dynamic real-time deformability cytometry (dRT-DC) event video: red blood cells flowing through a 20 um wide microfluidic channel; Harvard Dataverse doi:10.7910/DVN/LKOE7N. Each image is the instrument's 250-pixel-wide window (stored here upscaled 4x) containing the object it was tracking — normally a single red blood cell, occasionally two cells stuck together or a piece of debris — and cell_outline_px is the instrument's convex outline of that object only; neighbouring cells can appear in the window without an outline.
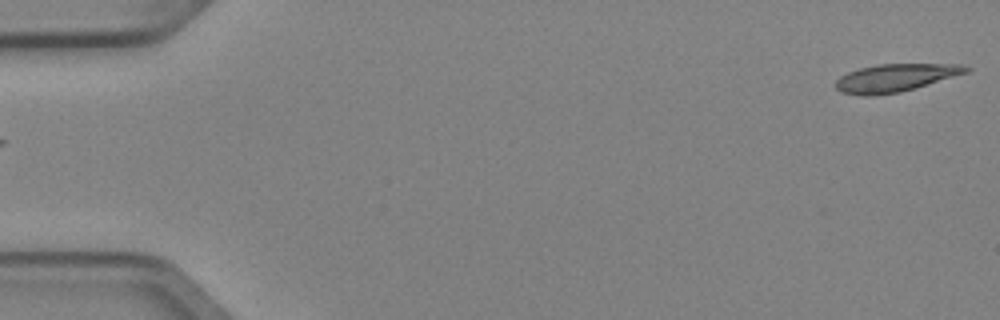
{"species": "Egyptian fruit bat (a non-hibernating species)", "species_latin": "Rousettus aegyptiacus", "temperature_condition": "cold", "stored_images_in_passage": 3, "segment_of_instrument_passage": [2, 2], "camera_frame_rate_fps": 3000, "um_per_image_px": 0.085, "animal": {"sex": "female"}, "frame": {"image": 1, "passage_image": 3, "time_ms": 0.667, "image_size_px": [1000, 320], "cell_outline_px": [[972, 68], [968, 72], [900, 92], [872, 96], [864, 96], [840, 92], [832, 84], [840, 76], [848, 72], [860, 68], [876, 64], [960, 64]], "centroid_in_image_um": [76.04, 6.61], "position_along_channel_um": 9.0, "area_um2": 21.1}}